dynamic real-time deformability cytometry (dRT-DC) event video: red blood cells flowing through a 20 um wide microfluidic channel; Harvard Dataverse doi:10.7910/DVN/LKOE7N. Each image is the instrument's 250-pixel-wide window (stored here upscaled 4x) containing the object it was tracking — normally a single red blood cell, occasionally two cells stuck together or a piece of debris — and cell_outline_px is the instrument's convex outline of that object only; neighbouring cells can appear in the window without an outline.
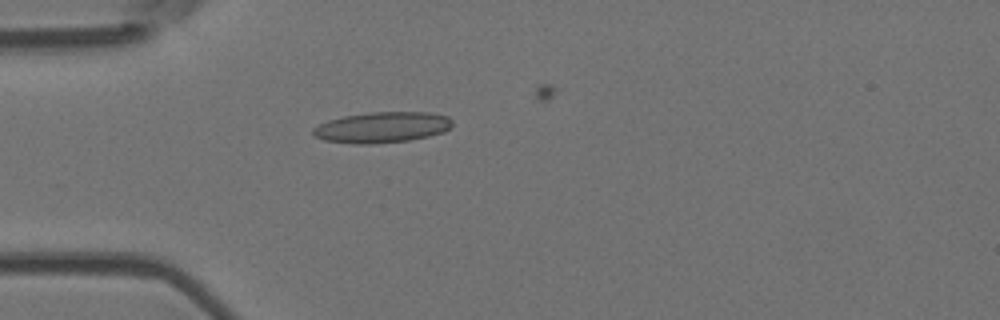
{"species": "Egyptian fruit bat (a non-hibernating species)", "species_latin": "Rousettus aegyptiacus", "temperature_condition": "room temperature", "stored_images_in_passage": 29, "camera_frame_rate_fps": 3000, "um_per_image_px": 0.085, "animal": {"sex": "female"}, "frame": {"image": 1, "passage_image": 18, "time_ms": 5.667, "image_size_px": [1000, 320], "cell_outline_px": [[452, 124], [444, 132], [428, 136], [408, 140], [372, 144], [356, 144], [324, 140], [316, 136], [312, 132], [312, 128], [328, 120], [344, 116], [372, 112], [428, 112], [448, 116], [452, 120]], "centroid_in_image_um": [32.48, 10.82], "position_along_channel_um": 52.5, "area_um2": 24.85}}
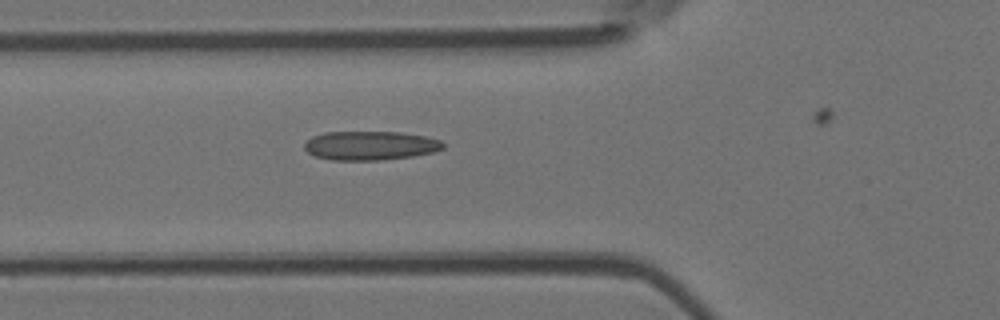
{"frame": {"image": 2, "passage_image": 22, "time_ms": 7.0, "image_size_px": [1000, 320], "cell_outline_px": [[444, 148], [432, 152], [412, 156], [380, 160], [332, 160], [316, 156], [308, 152], [304, 148], [304, 144], [312, 136], [324, 132], [400, 132], [424, 136], [440, 140], [444, 144]], "centroid_in_image_um": [31.46, 12.37], "position_along_channel_um": 94.3, "area_um2": 23.29}}
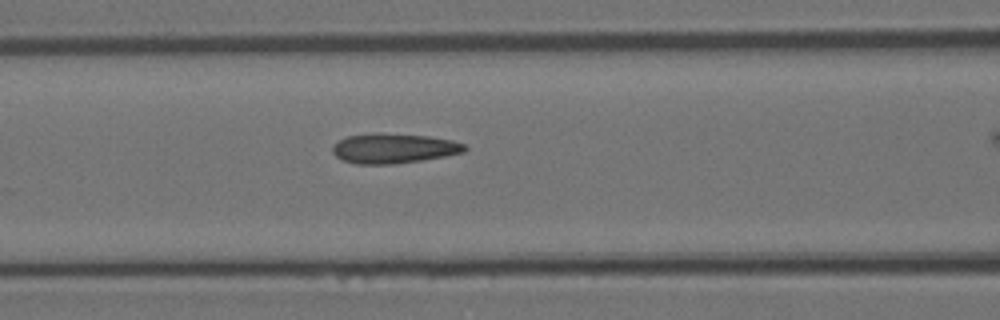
{"frame": {"image": 3, "passage_image": 25, "time_ms": 8.0, "image_size_px": [1000, 320], "cell_outline_px": [[468, 148], [464, 152], [444, 156], [420, 160], [392, 164], [356, 164], [340, 160], [332, 152], [332, 148], [340, 140], [348, 136], [376, 132], [428, 136], [452, 140], [464, 144]], "centroid_in_image_um": [33.45, 12.61], "position_along_channel_um": 133.2, "area_um2": 22.95}}